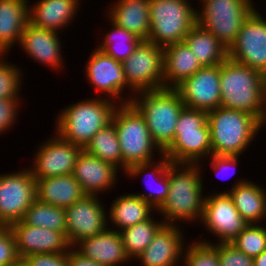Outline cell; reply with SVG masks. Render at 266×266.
<instances>
[{"label": "cell", "mask_w": 266, "mask_h": 266, "mask_svg": "<svg viewBox=\"0 0 266 266\" xmlns=\"http://www.w3.org/2000/svg\"><path fill=\"white\" fill-rule=\"evenodd\" d=\"M84 150L102 161L109 162L122 170V156L117 131L113 122L100 129ZM121 166V167H120Z\"/></svg>", "instance_id": "obj_33"}, {"label": "cell", "mask_w": 266, "mask_h": 266, "mask_svg": "<svg viewBox=\"0 0 266 266\" xmlns=\"http://www.w3.org/2000/svg\"><path fill=\"white\" fill-rule=\"evenodd\" d=\"M82 0H37L29 3V22L39 28L61 33L77 17Z\"/></svg>", "instance_id": "obj_23"}, {"label": "cell", "mask_w": 266, "mask_h": 266, "mask_svg": "<svg viewBox=\"0 0 266 266\" xmlns=\"http://www.w3.org/2000/svg\"><path fill=\"white\" fill-rule=\"evenodd\" d=\"M185 107L212 111L221 106L220 64L203 66L176 87Z\"/></svg>", "instance_id": "obj_17"}, {"label": "cell", "mask_w": 266, "mask_h": 266, "mask_svg": "<svg viewBox=\"0 0 266 266\" xmlns=\"http://www.w3.org/2000/svg\"><path fill=\"white\" fill-rule=\"evenodd\" d=\"M20 258L30 254L67 253L71 248L66 234L25 224L22 220L10 225Z\"/></svg>", "instance_id": "obj_19"}, {"label": "cell", "mask_w": 266, "mask_h": 266, "mask_svg": "<svg viewBox=\"0 0 266 266\" xmlns=\"http://www.w3.org/2000/svg\"><path fill=\"white\" fill-rule=\"evenodd\" d=\"M153 215L146 221L119 231L127 256L136 259L151 243L155 234L165 224ZM161 219V220H160Z\"/></svg>", "instance_id": "obj_32"}, {"label": "cell", "mask_w": 266, "mask_h": 266, "mask_svg": "<svg viewBox=\"0 0 266 266\" xmlns=\"http://www.w3.org/2000/svg\"><path fill=\"white\" fill-rule=\"evenodd\" d=\"M118 170L120 169L115 165L102 161L83 149L78 155L72 175L85 194L100 196V193L114 188L118 181L117 173H120Z\"/></svg>", "instance_id": "obj_21"}, {"label": "cell", "mask_w": 266, "mask_h": 266, "mask_svg": "<svg viewBox=\"0 0 266 266\" xmlns=\"http://www.w3.org/2000/svg\"><path fill=\"white\" fill-rule=\"evenodd\" d=\"M191 0H149L150 34L148 40L159 47L184 42L197 23V9Z\"/></svg>", "instance_id": "obj_8"}, {"label": "cell", "mask_w": 266, "mask_h": 266, "mask_svg": "<svg viewBox=\"0 0 266 266\" xmlns=\"http://www.w3.org/2000/svg\"><path fill=\"white\" fill-rule=\"evenodd\" d=\"M118 103L101 94L65 106L58 113L55 132L64 140L83 149L92 137L112 122Z\"/></svg>", "instance_id": "obj_2"}, {"label": "cell", "mask_w": 266, "mask_h": 266, "mask_svg": "<svg viewBox=\"0 0 266 266\" xmlns=\"http://www.w3.org/2000/svg\"><path fill=\"white\" fill-rule=\"evenodd\" d=\"M73 248L103 266H121L131 261L120 233L108 227L99 234L80 240Z\"/></svg>", "instance_id": "obj_22"}, {"label": "cell", "mask_w": 266, "mask_h": 266, "mask_svg": "<svg viewBox=\"0 0 266 266\" xmlns=\"http://www.w3.org/2000/svg\"><path fill=\"white\" fill-rule=\"evenodd\" d=\"M219 266H253V258L231 243H218Z\"/></svg>", "instance_id": "obj_39"}, {"label": "cell", "mask_w": 266, "mask_h": 266, "mask_svg": "<svg viewBox=\"0 0 266 266\" xmlns=\"http://www.w3.org/2000/svg\"><path fill=\"white\" fill-rule=\"evenodd\" d=\"M228 192L236 209L247 224H262L266 218V190L249 179H238ZM263 187V188H262Z\"/></svg>", "instance_id": "obj_25"}, {"label": "cell", "mask_w": 266, "mask_h": 266, "mask_svg": "<svg viewBox=\"0 0 266 266\" xmlns=\"http://www.w3.org/2000/svg\"><path fill=\"white\" fill-rule=\"evenodd\" d=\"M42 141L33 155L30 170L35 179L72 174L83 148L61 138L56 132Z\"/></svg>", "instance_id": "obj_14"}, {"label": "cell", "mask_w": 266, "mask_h": 266, "mask_svg": "<svg viewBox=\"0 0 266 266\" xmlns=\"http://www.w3.org/2000/svg\"><path fill=\"white\" fill-rule=\"evenodd\" d=\"M29 0H0V54H8L29 22Z\"/></svg>", "instance_id": "obj_27"}, {"label": "cell", "mask_w": 266, "mask_h": 266, "mask_svg": "<svg viewBox=\"0 0 266 266\" xmlns=\"http://www.w3.org/2000/svg\"><path fill=\"white\" fill-rule=\"evenodd\" d=\"M59 33L27 23L17 44L33 61L59 72L64 69L62 41ZM64 61V62H63Z\"/></svg>", "instance_id": "obj_18"}, {"label": "cell", "mask_w": 266, "mask_h": 266, "mask_svg": "<svg viewBox=\"0 0 266 266\" xmlns=\"http://www.w3.org/2000/svg\"><path fill=\"white\" fill-rule=\"evenodd\" d=\"M207 121L215 155L241 156L260 132L256 116L223 106L207 112Z\"/></svg>", "instance_id": "obj_4"}, {"label": "cell", "mask_w": 266, "mask_h": 266, "mask_svg": "<svg viewBox=\"0 0 266 266\" xmlns=\"http://www.w3.org/2000/svg\"><path fill=\"white\" fill-rule=\"evenodd\" d=\"M36 199V179L28 166L0 174V225L21 221Z\"/></svg>", "instance_id": "obj_11"}, {"label": "cell", "mask_w": 266, "mask_h": 266, "mask_svg": "<svg viewBox=\"0 0 266 266\" xmlns=\"http://www.w3.org/2000/svg\"><path fill=\"white\" fill-rule=\"evenodd\" d=\"M264 74L227 57L220 64L221 106L259 118Z\"/></svg>", "instance_id": "obj_6"}, {"label": "cell", "mask_w": 266, "mask_h": 266, "mask_svg": "<svg viewBox=\"0 0 266 266\" xmlns=\"http://www.w3.org/2000/svg\"><path fill=\"white\" fill-rule=\"evenodd\" d=\"M22 221L31 226L63 232L67 237L65 209L36 199L27 209Z\"/></svg>", "instance_id": "obj_35"}, {"label": "cell", "mask_w": 266, "mask_h": 266, "mask_svg": "<svg viewBox=\"0 0 266 266\" xmlns=\"http://www.w3.org/2000/svg\"><path fill=\"white\" fill-rule=\"evenodd\" d=\"M253 266H266V251L253 258Z\"/></svg>", "instance_id": "obj_46"}, {"label": "cell", "mask_w": 266, "mask_h": 266, "mask_svg": "<svg viewBox=\"0 0 266 266\" xmlns=\"http://www.w3.org/2000/svg\"><path fill=\"white\" fill-rule=\"evenodd\" d=\"M199 164L171 163L168 167L169 193L156 210L165 224L198 223L201 220L204 196L203 173ZM197 221V222H196Z\"/></svg>", "instance_id": "obj_1"}, {"label": "cell", "mask_w": 266, "mask_h": 266, "mask_svg": "<svg viewBox=\"0 0 266 266\" xmlns=\"http://www.w3.org/2000/svg\"><path fill=\"white\" fill-rule=\"evenodd\" d=\"M106 211L99 196L87 194L65 209L67 240L71 247L108 227Z\"/></svg>", "instance_id": "obj_16"}, {"label": "cell", "mask_w": 266, "mask_h": 266, "mask_svg": "<svg viewBox=\"0 0 266 266\" xmlns=\"http://www.w3.org/2000/svg\"><path fill=\"white\" fill-rule=\"evenodd\" d=\"M202 67L185 42L163 48L164 88H176Z\"/></svg>", "instance_id": "obj_28"}, {"label": "cell", "mask_w": 266, "mask_h": 266, "mask_svg": "<svg viewBox=\"0 0 266 266\" xmlns=\"http://www.w3.org/2000/svg\"><path fill=\"white\" fill-rule=\"evenodd\" d=\"M228 57L266 75V20L256 8L242 23Z\"/></svg>", "instance_id": "obj_13"}, {"label": "cell", "mask_w": 266, "mask_h": 266, "mask_svg": "<svg viewBox=\"0 0 266 266\" xmlns=\"http://www.w3.org/2000/svg\"><path fill=\"white\" fill-rule=\"evenodd\" d=\"M122 66L132 93L130 103L138 92L164 88L163 48L153 42L141 40Z\"/></svg>", "instance_id": "obj_10"}, {"label": "cell", "mask_w": 266, "mask_h": 266, "mask_svg": "<svg viewBox=\"0 0 266 266\" xmlns=\"http://www.w3.org/2000/svg\"><path fill=\"white\" fill-rule=\"evenodd\" d=\"M109 22L112 24V28H110L111 31H107V33L104 34L105 36L103 35V41L96 47L113 59L123 62L133 54L141 39L134 33L119 27L111 20Z\"/></svg>", "instance_id": "obj_34"}, {"label": "cell", "mask_w": 266, "mask_h": 266, "mask_svg": "<svg viewBox=\"0 0 266 266\" xmlns=\"http://www.w3.org/2000/svg\"><path fill=\"white\" fill-rule=\"evenodd\" d=\"M263 226L264 224H248L231 244L247 256L257 257L266 251V226Z\"/></svg>", "instance_id": "obj_37"}, {"label": "cell", "mask_w": 266, "mask_h": 266, "mask_svg": "<svg viewBox=\"0 0 266 266\" xmlns=\"http://www.w3.org/2000/svg\"><path fill=\"white\" fill-rule=\"evenodd\" d=\"M149 0H117L107 10L108 21L134 33L141 40L150 34Z\"/></svg>", "instance_id": "obj_26"}, {"label": "cell", "mask_w": 266, "mask_h": 266, "mask_svg": "<svg viewBox=\"0 0 266 266\" xmlns=\"http://www.w3.org/2000/svg\"><path fill=\"white\" fill-rule=\"evenodd\" d=\"M108 228L122 231L127 227L136 225L137 223L148 220L156 210L141 197L136 194H121L116 197L109 206ZM115 225V226H114Z\"/></svg>", "instance_id": "obj_29"}, {"label": "cell", "mask_w": 266, "mask_h": 266, "mask_svg": "<svg viewBox=\"0 0 266 266\" xmlns=\"http://www.w3.org/2000/svg\"><path fill=\"white\" fill-rule=\"evenodd\" d=\"M197 23L213 33L229 49L242 23L256 8L252 0H199ZM255 6V7H254Z\"/></svg>", "instance_id": "obj_9"}, {"label": "cell", "mask_w": 266, "mask_h": 266, "mask_svg": "<svg viewBox=\"0 0 266 266\" xmlns=\"http://www.w3.org/2000/svg\"><path fill=\"white\" fill-rule=\"evenodd\" d=\"M89 56L84 75L89 84L94 87L92 89H96V92L104 95L103 97L106 95V98L114 100L118 104L130 103L128 95L123 98L124 91L128 90V82L122 62L113 59L97 48L93 49Z\"/></svg>", "instance_id": "obj_15"}, {"label": "cell", "mask_w": 266, "mask_h": 266, "mask_svg": "<svg viewBox=\"0 0 266 266\" xmlns=\"http://www.w3.org/2000/svg\"><path fill=\"white\" fill-rule=\"evenodd\" d=\"M21 102L22 98L0 99V135L12 130L11 127L17 123Z\"/></svg>", "instance_id": "obj_41"}, {"label": "cell", "mask_w": 266, "mask_h": 266, "mask_svg": "<svg viewBox=\"0 0 266 266\" xmlns=\"http://www.w3.org/2000/svg\"><path fill=\"white\" fill-rule=\"evenodd\" d=\"M19 258L10 226L0 225V266H7Z\"/></svg>", "instance_id": "obj_40"}, {"label": "cell", "mask_w": 266, "mask_h": 266, "mask_svg": "<svg viewBox=\"0 0 266 266\" xmlns=\"http://www.w3.org/2000/svg\"><path fill=\"white\" fill-rule=\"evenodd\" d=\"M156 159V162L134 164L126 169L124 172L127 177L141 178L144 176L146 180H152V184L146 183L148 192L146 193H133L141 197L144 201L148 202L155 210H157L166 200L169 193V181H168V167L171 164L170 160L162 155ZM154 180V181H153ZM154 182H157L154 184ZM154 184V185H153ZM152 187H151V186ZM145 186V187H146ZM155 186V187H154Z\"/></svg>", "instance_id": "obj_24"}, {"label": "cell", "mask_w": 266, "mask_h": 266, "mask_svg": "<svg viewBox=\"0 0 266 266\" xmlns=\"http://www.w3.org/2000/svg\"><path fill=\"white\" fill-rule=\"evenodd\" d=\"M204 202L201 223L217 238L214 243H231L248 225L236 209L228 192H208Z\"/></svg>", "instance_id": "obj_12"}, {"label": "cell", "mask_w": 266, "mask_h": 266, "mask_svg": "<svg viewBox=\"0 0 266 266\" xmlns=\"http://www.w3.org/2000/svg\"><path fill=\"white\" fill-rule=\"evenodd\" d=\"M131 103L144 116L153 142L164 152L174 140L178 117L185 104L176 88H159L135 94Z\"/></svg>", "instance_id": "obj_3"}, {"label": "cell", "mask_w": 266, "mask_h": 266, "mask_svg": "<svg viewBox=\"0 0 266 266\" xmlns=\"http://www.w3.org/2000/svg\"><path fill=\"white\" fill-rule=\"evenodd\" d=\"M239 159H240V156L212 154L209 156V162L211 161L209 165H211V168L213 169V172H215V175H217L221 179H224V176L228 175L226 173H229L230 177L233 176V174H235L234 171H236V168L238 166L237 164H239L238 162ZM228 171H232V172H228Z\"/></svg>", "instance_id": "obj_42"}, {"label": "cell", "mask_w": 266, "mask_h": 266, "mask_svg": "<svg viewBox=\"0 0 266 266\" xmlns=\"http://www.w3.org/2000/svg\"><path fill=\"white\" fill-rule=\"evenodd\" d=\"M69 266H103L77 252L73 247L67 252Z\"/></svg>", "instance_id": "obj_44"}, {"label": "cell", "mask_w": 266, "mask_h": 266, "mask_svg": "<svg viewBox=\"0 0 266 266\" xmlns=\"http://www.w3.org/2000/svg\"><path fill=\"white\" fill-rule=\"evenodd\" d=\"M163 155L171 163L202 165L201 162L212 155L207 112L184 107L178 117L174 140Z\"/></svg>", "instance_id": "obj_7"}, {"label": "cell", "mask_w": 266, "mask_h": 266, "mask_svg": "<svg viewBox=\"0 0 266 266\" xmlns=\"http://www.w3.org/2000/svg\"><path fill=\"white\" fill-rule=\"evenodd\" d=\"M37 199L60 208H68L86 195L72 174L36 179Z\"/></svg>", "instance_id": "obj_30"}, {"label": "cell", "mask_w": 266, "mask_h": 266, "mask_svg": "<svg viewBox=\"0 0 266 266\" xmlns=\"http://www.w3.org/2000/svg\"><path fill=\"white\" fill-rule=\"evenodd\" d=\"M197 239L192 241L183 251V266H219L218 243L212 240Z\"/></svg>", "instance_id": "obj_36"}, {"label": "cell", "mask_w": 266, "mask_h": 266, "mask_svg": "<svg viewBox=\"0 0 266 266\" xmlns=\"http://www.w3.org/2000/svg\"><path fill=\"white\" fill-rule=\"evenodd\" d=\"M181 227V224L180 226L179 224H164L149 246L136 258L140 265L179 266L182 262L184 248L187 247Z\"/></svg>", "instance_id": "obj_20"}, {"label": "cell", "mask_w": 266, "mask_h": 266, "mask_svg": "<svg viewBox=\"0 0 266 266\" xmlns=\"http://www.w3.org/2000/svg\"><path fill=\"white\" fill-rule=\"evenodd\" d=\"M7 266H28L27 262L24 260V258H19L16 262L11 263Z\"/></svg>", "instance_id": "obj_47"}, {"label": "cell", "mask_w": 266, "mask_h": 266, "mask_svg": "<svg viewBox=\"0 0 266 266\" xmlns=\"http://www.w3.org/2000/svg\"><path fill=\"white\" fill-rule=\"evenodd\" d=\"M112 122L120 143L123 173L134 164L153 162L163 155L151 138L144 116L132 103L118 104Z\"/></svg>", "instance_id": "obj_5"}, {"label": "cell", "mask_w": 266, "mask_h": 266, "mask_svg": "<svg viewBox=\"0 0 266 266\" xmlns=\"http://www.w3.org/2000/svg\"><path fill=\"white\" fill-rule=\"evenodd\" d=\"M260 131L266 126V75L263 78L262 86V108L260 111V116L258 118Z\"/></svg>", "instance_id": "obj_45"}, {"label": "cell", "mask_w": 266, "mask_h": 266, "mask_svg": "<svg viewBox=\"0 0 266 266\" xmlns=\"http://www.w3.org/2000/svg\"><path fill=\"white\" fill-rule=\"evenodd\" d=\"M184 42L202 66H216L228 57V49L209 30L196 23Z\"/></svg>", "instance_id": "obj_31"}, {"label": "cell", "mask_w": 266, "mask_h": 266, "mask_svg": "<svg viewBox=\"0 0 266 266\" xmlns=\"http://www.w3.org/2000/svg\"><path fill=\"white\" fill-rule=\"evenodd\" d=\"M28 266H69L67 253H40L24 257Z\"/></svg>", "instance_id": "obj_43"}, {"label": "cell", "mask_w": 266, "mask_h": 266, "mask_svg": "<svg viewBox=\"0 0 266 266\" xmlns=\"http://www.w3.org/2000/svg\"><path fill=\"white\" fill-rule=\"evenodd\" d=\"M5 56L7 54H0V99L21 98L23 71L16 64L6 60Z\"/></svg>", "instance_id": "obj_38"}]
</instances>
